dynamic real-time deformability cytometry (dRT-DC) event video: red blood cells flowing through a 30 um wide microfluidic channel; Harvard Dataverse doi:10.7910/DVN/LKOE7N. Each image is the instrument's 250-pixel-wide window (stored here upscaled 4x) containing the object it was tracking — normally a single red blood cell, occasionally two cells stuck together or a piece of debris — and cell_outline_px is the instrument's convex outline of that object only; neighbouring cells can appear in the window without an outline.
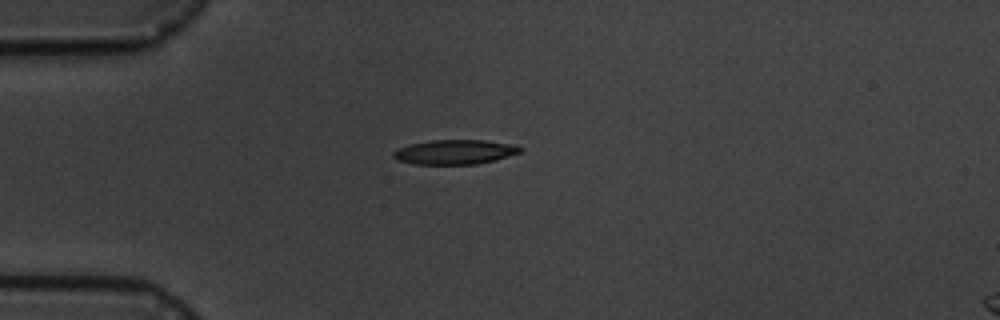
{"species": "common noctule bat (a hibernating species)", "species_latin": "Nyctalus noctula", "temperature_condition": "cold", "stored_images_in_passage": 12, "camera_frame_rate_fps": 3000, "um_per_image_px": 0.085, "animal": {"sex": "male", "body_mass_g": 19.5, "forearm_length_mm": 54.6}, "frame": {"image": 1, "passage_image": 1, "time_ms": 0.0, "image_size_px": [1000, 320], "cell_outline_px": [[524, 148], [520, 152], [508, 156], [476, 164], [412, 164], [396, 160], [392, 156], [392, 152], [396, 148], [412, 144], [432, 140], [484, 140], [516, 144]], "centroid_in_image_um": [38.64, 12.91], "position_along_channel_um": 46.4, "area_um2": 18.21}}
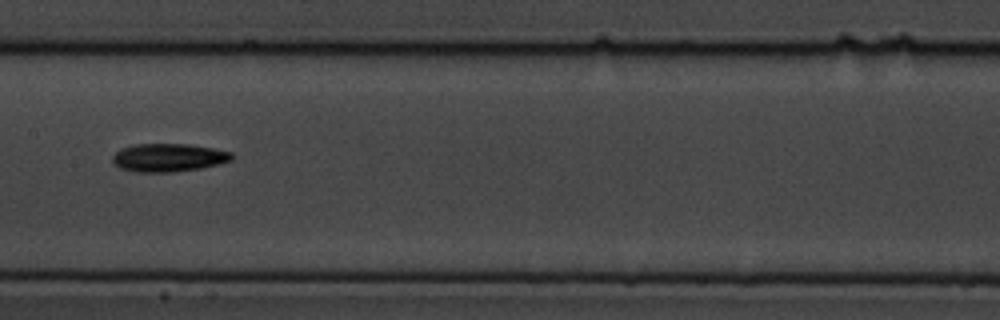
{"frame": {"image": 2, "passage_image": 5, "time_ms": 4.667, "image_size_px": [1000, 320], "cell_outline_px": [[232, 160], [200, 168], [172, 172], [136, 172], [120, 168], [112, 160], [112, 156], [120, 148], [132, 144], [188, 144], [212, 148], [232, 152]], "centroid_in_image_um": [14.28, 13.39], "position_along_channel_um": 193.1, "area_um2": 19.48}}
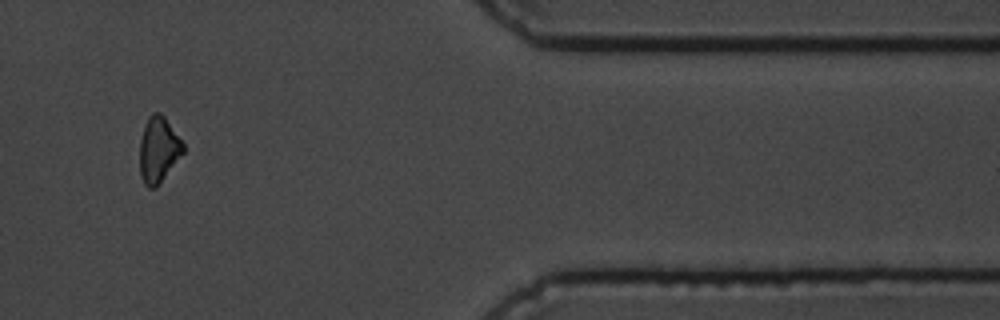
{"frame": {"image": 3, "passage_image": 10, "time_ms": 11.333, "image_size_px": [1000, 320], "cell_outline_px": [[184, 152], [156, 188], [148, 188], [144, 184], [140, 176], [140, 140], [144, 124], [148, 116], [152, 112], [160, 112], [164, 116], [184, 144]], "centroid_in_image_um": [13.45, 12.72], "position_along_channel_um": 397.9, "area_um2": 16.7}, "authors_computed_cell_mechanics": {"area_um2": 17.2822, "velocity_mm_per_s": 3.5412, "shape_relaxation_time_tau1_ms": 1.0027, "shape_relaxation_time_tau2_ms": null, "deformation_change_tau1": 0.0617, "deformation_change_tau2": null}}